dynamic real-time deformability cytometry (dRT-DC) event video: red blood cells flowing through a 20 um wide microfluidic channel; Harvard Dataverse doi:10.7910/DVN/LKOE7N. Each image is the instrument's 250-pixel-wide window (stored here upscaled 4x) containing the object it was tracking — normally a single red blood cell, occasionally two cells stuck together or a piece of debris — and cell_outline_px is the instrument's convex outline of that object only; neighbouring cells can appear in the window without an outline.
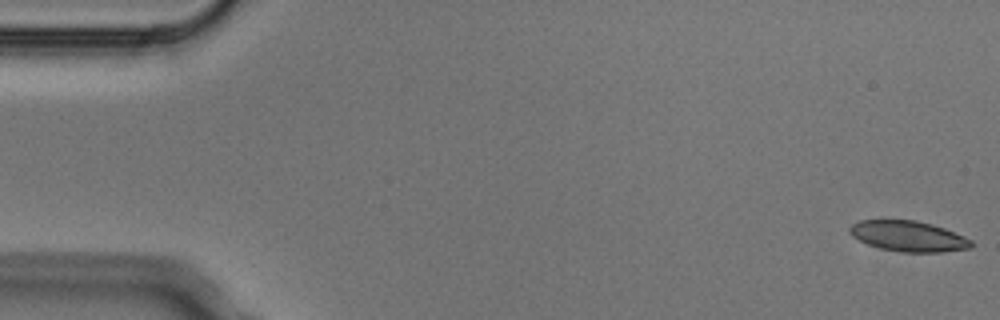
{"species": "Egyptian fruit bat (a non-hibernating species)", "species_latin": "Rousettus aegyptiacus", "temperature_condition": "cold", "stored_images_in_passage": 5, "camera_frame_rate_fps": 3000, "um_per_image_px": 0.085, "animal": {"sex": "male"}, "frame": {"image": 1, "passage_image": 1, "time_ms": 0.0, "image_size_px": [1000, 320], "cell_outline_px": [[972, 248], [940, 252], [900, 252], [880, 248], [868, 244], [852, 236], [848, 232], [848, 228], [852, 224], [860, 220], [916, 220], [932, 224], [944, 228], [964, 236], [972, 240]], "centroid_in_image_um": [77.21, 20.07], "position_along_channel_um": 7.8, "area_um2": 21.68}}